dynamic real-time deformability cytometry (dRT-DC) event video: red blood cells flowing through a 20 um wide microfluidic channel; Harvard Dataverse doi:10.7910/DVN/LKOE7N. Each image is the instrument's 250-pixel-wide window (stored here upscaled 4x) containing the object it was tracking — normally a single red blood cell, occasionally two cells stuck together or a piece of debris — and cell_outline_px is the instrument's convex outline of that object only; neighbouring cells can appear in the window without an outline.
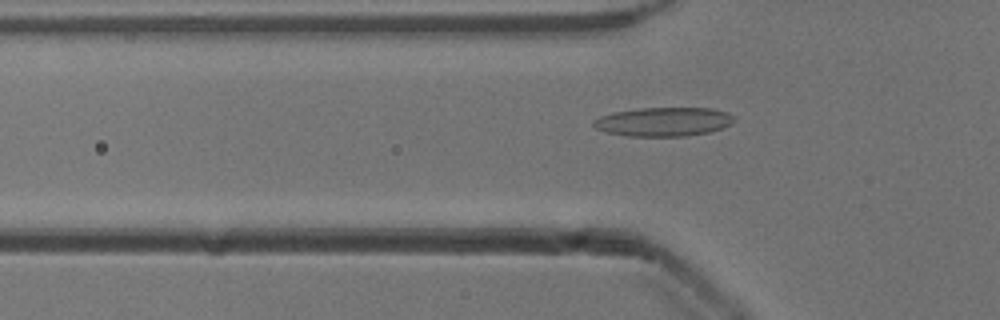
{"species": "common noctule bat (a hibernating species)", "species_latin": "Nyctalus noctula", "temperature_condition": "cold", "stored_images_in_passage": 52, "camera_frame_rate_fps": 3000, "um_per_image_px": 0.085, "animal": {"sex": "male", "body_mass_g": 13.3}, "frame": {"image": 1, "passage_image": 17, "time_ms": 5.333, "image_size_px": [1000, 320], "cell_outline_px": [[732, 124], [708, 132], [684, 136], [628, 136], [608, 132], [596, 128], [592, 124], [592, 120], [600, 116], [612, 112], [640, 108], [712, 108], [728, 112], [732, 116]], "centroid_in_image_um": [56.37, 10.34], "position_along_channel_um": 69.4, "area_um2": 23.58}}
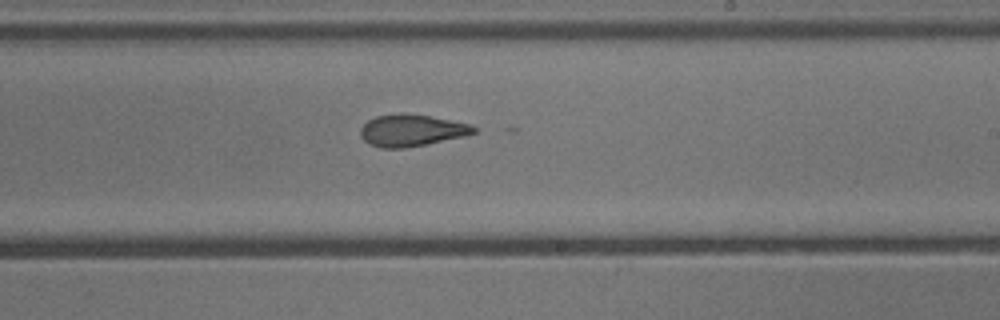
{"frame": {"image": 2, "passage_image": 31, "time_ms": 10.0, "image_size_px": [1000, 320], "cell_outline_px": [[476, 132], [464, 136], [404, 148], [380, 148], [368, 144], [360, 136], [360, 128], [368, 120], [376, 116], [400, 112], [404, 112], [428, 116], [472, 124], [476, 128]], "centroid_in_image_um": [34.94, 11.07], "position_along_channel_um": 254.1, "area_um2": 21.04}}
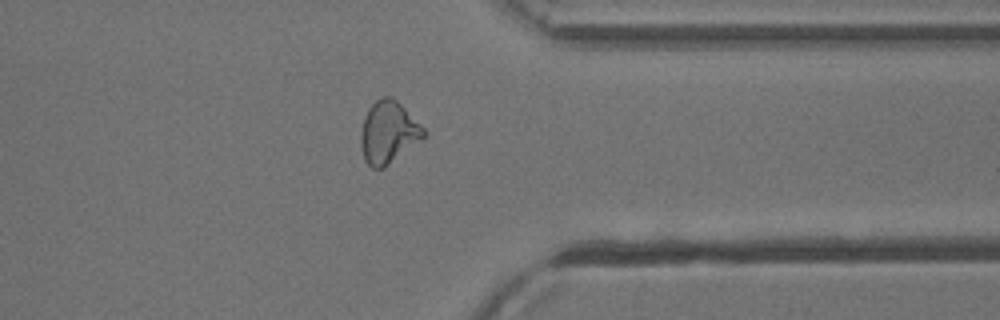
{"frame": {"image": 3, "passage_image": 41, "time_ms": 13.333, "image_size_px": [1000, 320], "cell_outline_px": [[428, 132], [424, 136], [384, 168], [372, 168], [364, 160], [360, 144], [360, 132], [364, 116], [368, 108], [376, 100], [384, 96], [392, 96]], "centroid_in_image_um": [32.97, 11.24], "position_along_channel_um": 378.4, "area_um2": 22.54}, "authors_computed_cell_mechanics": {"area_um2": 21.675, "velocity_mm_per_s": 3.9444, "shape_relaxation_time_tau1_ms": null, "shape_relaxation_time_tau2_ms": 2.4685, "deformation_change_tau1": null, "deformation_change_tau2": 0.093}}